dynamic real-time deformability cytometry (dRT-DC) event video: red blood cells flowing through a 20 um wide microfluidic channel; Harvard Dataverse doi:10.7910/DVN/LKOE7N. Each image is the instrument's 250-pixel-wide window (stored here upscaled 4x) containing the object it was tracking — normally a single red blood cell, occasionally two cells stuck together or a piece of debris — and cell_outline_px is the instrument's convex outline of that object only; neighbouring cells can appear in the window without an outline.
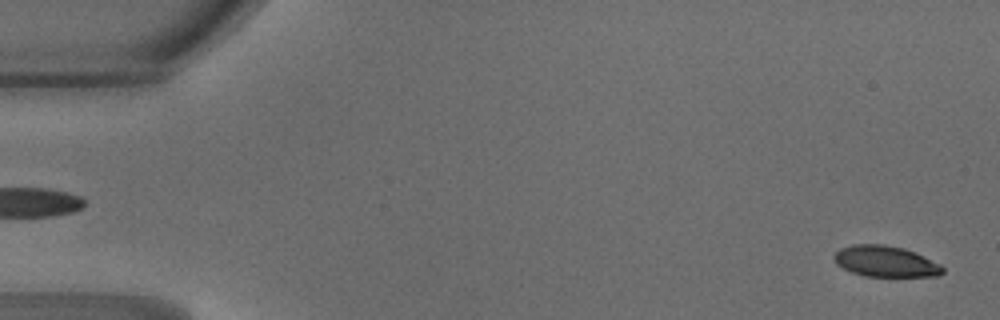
{"species": "common noctule bat (a hibernating species)", "species_latin": "Nyctalus noctula", "temperature_condition": "warm", "stored_images_in_passage": 47, "camera_frame_rate_fps": 3000, "um_per_image_px": 0.085, "animal": {"sex": "male", "body_mass_g": 18.8}, "frame": {"image": 1, "passage_image": 1, "time_ms": 0.0, "image_size_px": [1000, 320], "cell_outline_px": [[944, 272], [940, 276], [864, 276], [852, 272], [836, 264], [832, 256], [840, 248], [852, 244], [884, 244], [904, 248], [940, 264], [944, 268]], "centroid_in_image_um": [75.24, 22.21], "position_along_channel_um": 9.8, "area_um2": 19.59}}
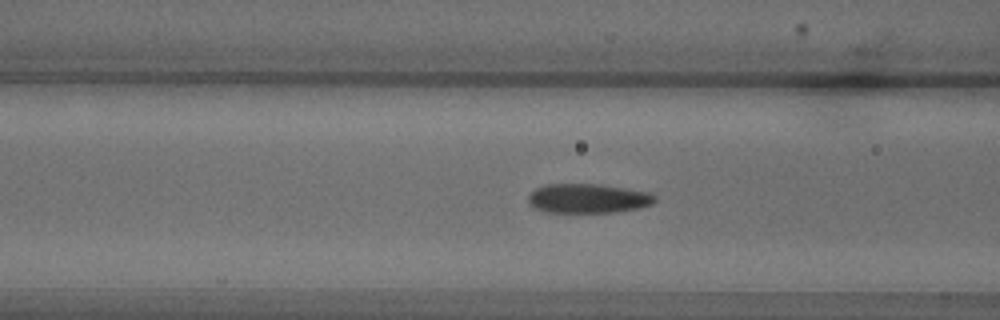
{"frame": {"image": 2, "passage_image": 18, "time_ms": 5.667, "image_size_px": [1000, 320], "cell_outline_px": [[656, 200], [652, 204], [640, 208], [616, 212], [544, 212], [528, 204], [528, 196], [536, 188], [544, 184], [600, 184], [648, 192], [656, 196]], "centroid_in_image_um": [49.97, 16.86], "position_along_channel_um": 116.6, "area_um2": 21.73}}
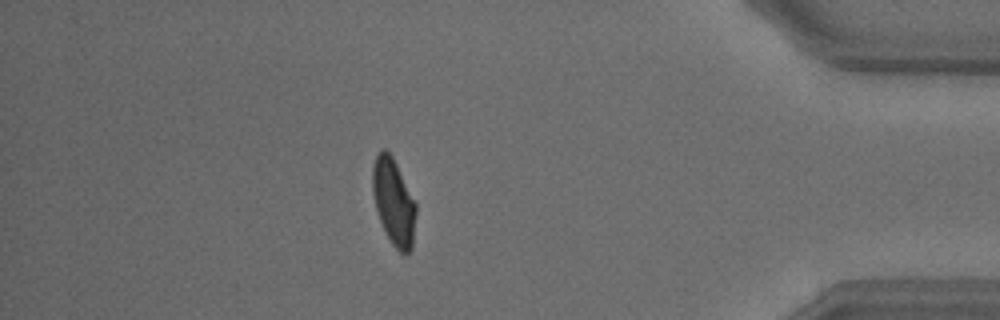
{"frame": {"image": 3, "passage_image": 41, "time_ms": 13.333, "image_size_px": [1000, 320], "cell_outline_px": [[416, 212], [412, 248], [404, 256], [392, 244], [380, 220], [376, 208], [372, 192], [372, 168], [376, 152], [380, 148], [384, 148], [392, 156], [416, 204]], "centroid_in_image_um": [33.44, 17.14], "position_along_channel_um": 401.8, "area_um2": 21.73}, "authors_computed_cell_mechanics": {"area_um2": 21.8484, "velocity_mm_per_s": 4.2336, "shape_relaxation_time_tau1_ms": 3.0496, "shape_relaxation_time_tau2_ms": 0.7492, "deformation_change_tau1": 0.1478, "deformation_change_tau2": 0.07}}